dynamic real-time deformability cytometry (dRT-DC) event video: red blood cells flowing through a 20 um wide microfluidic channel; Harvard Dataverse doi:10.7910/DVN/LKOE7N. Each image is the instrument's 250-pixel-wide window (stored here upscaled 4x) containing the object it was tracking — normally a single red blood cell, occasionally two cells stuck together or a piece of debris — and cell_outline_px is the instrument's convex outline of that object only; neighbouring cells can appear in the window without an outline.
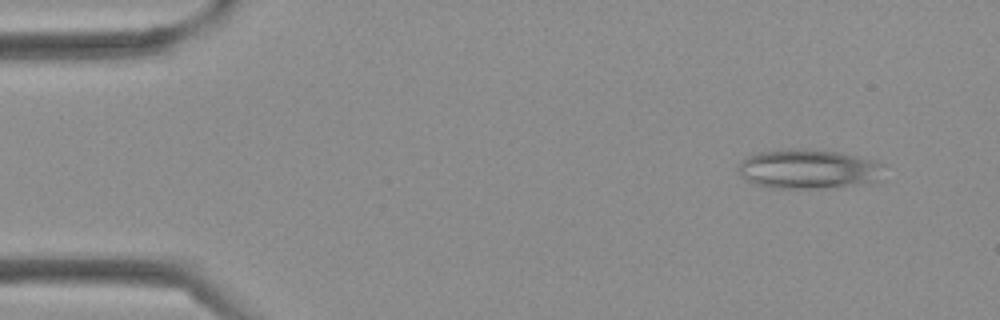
{"species": "Egyptian fruit bat (a non-hibernating species)", "species_latin": "Rousettus aegyptiacus", "temperature_condition": "cold", "stored_images_in_passage": 37, "camera_frame_rate_fps": 3000, "um_per_image_px": 0.085, "frame": {"image": 1, "passage_image": 1, "time_ms": 0.0, "image_size_px": [1000, 320], "cell_outline_px": [[888, 164], [884, 180], [856, 184], [820, 188], [768, 188], [756, 184], [740, 176], [736, 172], [740, 164], [748, 156], [756, 152], [796, 148], [808, 148], [840, 152]], "centroid_in_image_um": [68.79, 14.36], "position_along_channel_um": 16.2, "area_um2": 34.1}}
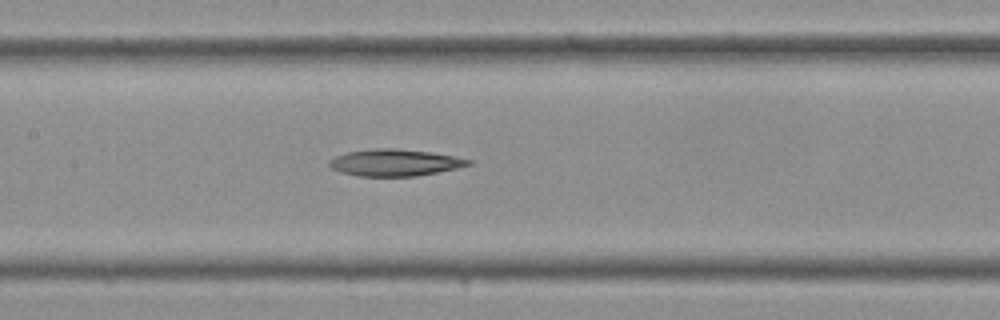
{"frame": {"image": 2, "passage_image": 16, "time_ms": 5.0, "image_size_px": [1000, 320], "cell_outline_px": [[472, 164], [456, 168], [416, 176], [356, 176], [340, 172], [332, 168], [328, 164], [328, 160], [336, 156], [348, 152], [376, 148], [396, 148], [428, 152], [456, 156], [472, 160]], "centroid_in_image_um": [33.54, 13.82], "position_along_channel_um": 173.9, "area_um2": 21.62}}
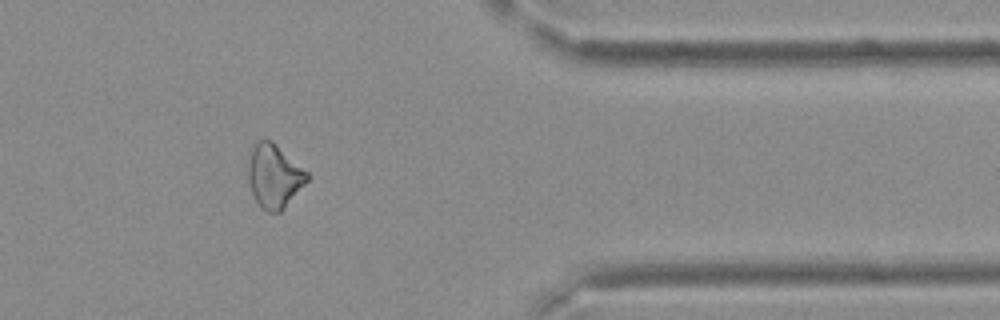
{"frame": {"image": 3, "passage_image": 30, "time_ms": 9.667, "image_size_px": [1000, 320], "cell_outline_px": [[308, 180], [284, 208], [280, 212], [268, 212], [260, 208], [252, 192], [248, 180], [248, 164], [252, 148], [256, 140], [272, 140], [308, 172]], "centroid_in_image_um": [23.29, 14.96], "position_along_channel_um": 388.1, "area_um2": 21.73}}